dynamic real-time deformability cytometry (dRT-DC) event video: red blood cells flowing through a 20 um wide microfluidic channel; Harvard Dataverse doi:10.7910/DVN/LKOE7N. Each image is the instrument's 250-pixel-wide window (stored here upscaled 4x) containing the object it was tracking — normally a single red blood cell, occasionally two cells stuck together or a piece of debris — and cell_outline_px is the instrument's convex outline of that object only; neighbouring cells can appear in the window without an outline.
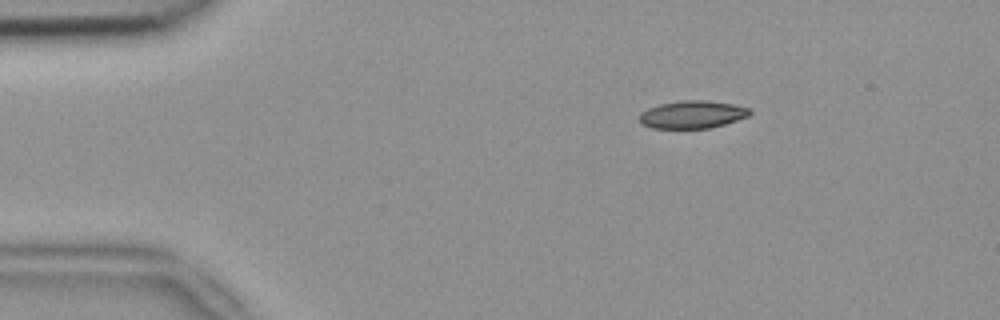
{"species": "common noctule bat (a hibernating species)", "species_latin": "Nyctalus noctula", "temperature_condition": "room temperature", "stored_images_in_passage": 6, "camera_frame_rate_fps": 3000, "um_per_image_px": 0.085, "animal": {"sex": "female", "body_mass_g": 18.4}, "frame": {"image": 1, "passage_image": 3, "time_ms": 0.667, "image_size_px": [1000, 320], "cell_outline_px": [[752, 112], [748, 116], [724, 124], [708, 128], [652, 128], [644, 124], [640, 120], [640, 112], [648, 108], [660, 104], [680, 100], [704, 100], [732, 104], [748, 108]], "centroid_in_image_um": [58.84, 9.73], "position_along_channel_um": 26.2, "area_um2": 17.57}}
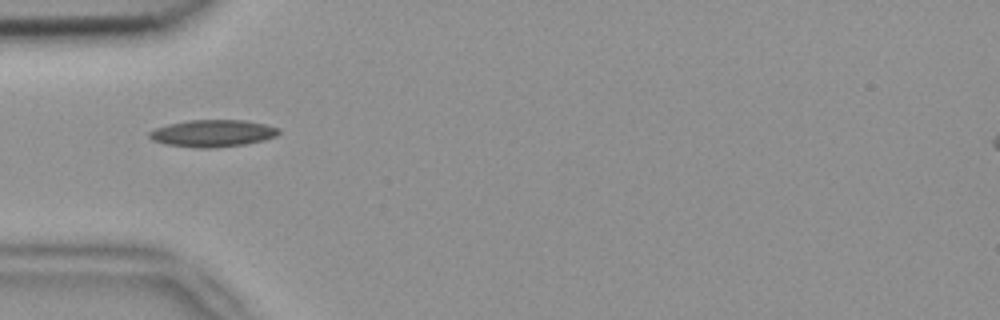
{"frame": {"image": 2, "passage_image": 5, "time_ms": 1.333, "image_size_px": [1000, 320], "cell_outline_px": [[280, 132], [276, 136], [264, 140], [244, 144], [216, 148], [196, 148], [164, 144], [152, 140], [148, 136], [148, 132], [152, 128], [168, 124], [188, 120], [244, 120], [264, 124], [280, 128]], "centroid_in_image_um": [18.03, 11.33], "position_along_channel_um": 67.0, "area_um2": 20.63}}